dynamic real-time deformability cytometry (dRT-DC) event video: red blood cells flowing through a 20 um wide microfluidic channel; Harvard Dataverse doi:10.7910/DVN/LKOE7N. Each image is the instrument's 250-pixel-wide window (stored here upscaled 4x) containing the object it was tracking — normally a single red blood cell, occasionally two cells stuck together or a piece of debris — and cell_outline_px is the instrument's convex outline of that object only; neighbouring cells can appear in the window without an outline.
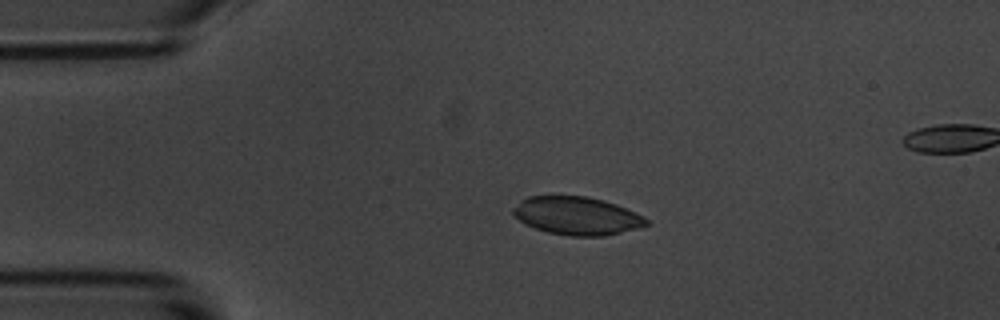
{"species": "common noctule bat (a hibernating species)", "species_latin": "Nyctalus noctula", "temperature_condition": "room temperature", "stored_images_in_passage": 24, "camera_frame_rate_fps": 3000, "um_per_image_px": 0.085, "animal": {"sex": "male", "body_mass_g": 20.1, "forearm_length_mm": 53.5}, "frame": {"image": 1, "passage_image": 11, "time_ms": 3.333, "image_size_px": [1000, 320], "cell_outline_px": [[648, 224], [640, 228], [604, 236], [568, 236], [548, 232], [524, 224], [512, 212], [512, 208], [520, 200], [528, 196], [588, 196], [604, 200], [616, 204], [636, 212], [644, 216], [648, 220]], "centroid_in_image_um": [49.05, 18.34], "position_along_channel_um": 36.0, "area_um2": 29.71}}